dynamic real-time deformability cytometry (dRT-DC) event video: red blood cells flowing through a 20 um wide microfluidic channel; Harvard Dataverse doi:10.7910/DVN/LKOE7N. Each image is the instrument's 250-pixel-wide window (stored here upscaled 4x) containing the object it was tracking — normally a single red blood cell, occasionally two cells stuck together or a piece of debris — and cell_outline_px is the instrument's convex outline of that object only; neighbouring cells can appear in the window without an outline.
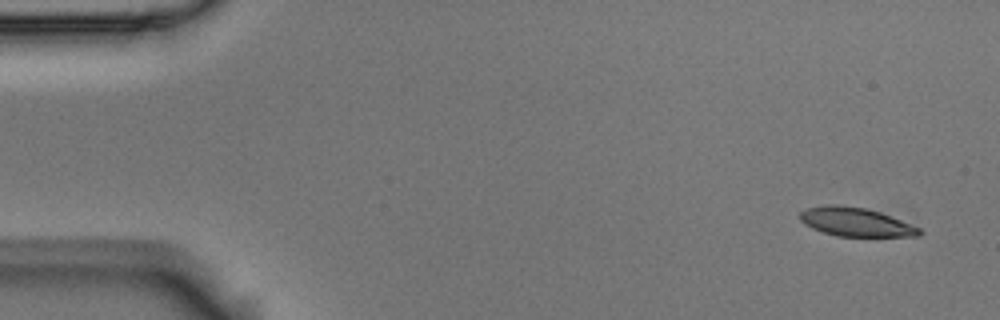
{"species": "Egyptian fruit bat (a non-hibernating species)", "species_latin": "Rousettus aegyptiacus", "temperature_condition": "room temperature", "stored_images_in_passage": 4, "segment_of_instrument_passage": [2, 2], "camera_frame_rate_fps": 3000, "um_per_image_px": 0.085, "animal": {"sex": "male"}, "frame": {"image": 1, "passage_image": 4, "time_ms": 1.0, "image_size_px": [1000, 320], "cell_outline_px": [[924, 232], [920, 236], [836, 236], [812, 228], [804, 224], [800, 220], [800, 212], [808, 208], [828, 204], [836, 204], [864, 208], [880, 212], [920, 228]], "centroid_in_image_um": [72.73, 18.87], "position_along_channel_um": 12.3, "area_um2": 19.83}}